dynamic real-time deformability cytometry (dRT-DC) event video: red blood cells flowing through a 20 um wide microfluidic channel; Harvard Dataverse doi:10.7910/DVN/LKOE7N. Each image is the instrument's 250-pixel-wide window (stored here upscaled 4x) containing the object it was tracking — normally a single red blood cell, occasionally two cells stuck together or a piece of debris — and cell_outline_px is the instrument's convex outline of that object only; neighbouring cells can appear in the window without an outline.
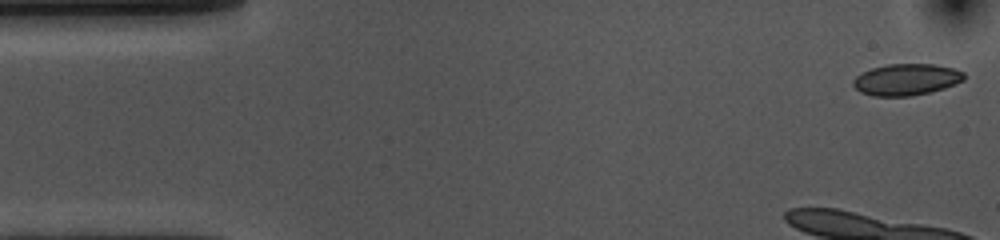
{"species": "common noctule bat (a hibernating species)", "species_latin": "Nyctalus noctula", "temperature_condition": "cold", "stored_images_in_passage": 8, "camera_frame_rate_fps": 3000, "um_per_image_px": 0.085, "animal": {"sex": "female", "body_mass_g": 10.0, "forearm_length_mm": 53.1}, "frame": {"image": 1, "passage_image": 1, "time_ms": 0.0, "image_size_px": [1000, 240], "cell_outline_px": [[964, 80], [944, 88], [912, 96], [872, 96], [860, 92], [852, 84], [852, 80], [856, 76], [872, 68], [888, 64], [936, 64], [952, 68], [964, 72]], "centroid_in_image_um": [77.02, 6.76], "position_along_channel_um": 8.0, "area_um2": 20.29}}